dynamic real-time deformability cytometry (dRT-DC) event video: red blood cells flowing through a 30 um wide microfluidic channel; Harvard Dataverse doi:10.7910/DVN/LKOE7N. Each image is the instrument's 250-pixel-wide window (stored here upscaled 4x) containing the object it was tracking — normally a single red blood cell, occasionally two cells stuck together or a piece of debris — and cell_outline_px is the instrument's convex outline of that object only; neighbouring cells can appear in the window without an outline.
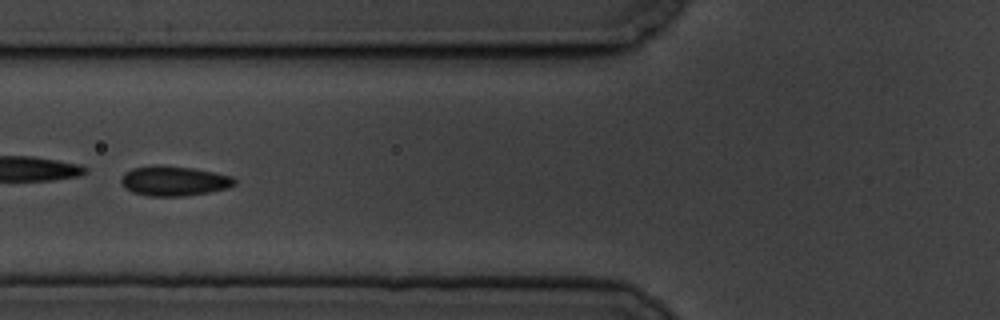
{"species": "common noctule bat (a hibernating species)", "species_latin": "Nyctalus noctula", "temperature_condition": "cold", "stored_images_in_passage": 9, "camera_frame_rate_fps": 3000, "um_per_image_px": 0.085, "animal": {"sex": "male", "body_mass_g": 19.5, "forearm_length_mm": 54.6}, "frame": {"image": 1, "passage_image": 4, "time_ms": 4.333, "image_size_px": [1000, 320], "cell_outline_px": [[236, 184], [228, 188], [208, 192], [184, 196], [148, 196], [132, 192], [124, 188], [120, 184], [120, 180], [124, 172], [132, 168], [152, 164], [160, 164], [192, 168], [232, 176], [236, 180]], "centroid_in_image_um": [14.73, 15.37], "position_along_channel_um": 111.1, "area_um2": 20.0}}
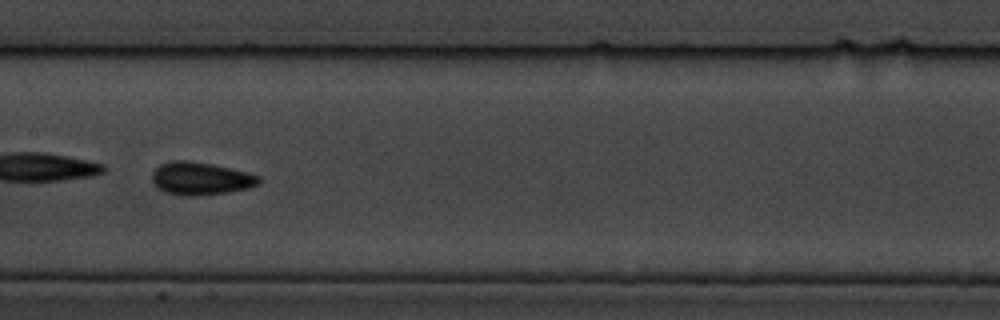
{"frame": {"image": 2, "passage_image": 6, "time_ms": 6.667, "image_size_px": [1000, 320], "cell_outline_px": [[260, 184], [248, 188], [228, 192], [196, 196], [188, 196], [164, 192], [152, 180], [152, 172], [160, 164], [168, 160], [188, 160], [212, 164], [248, 172], [260, 176]], "centroid_in_image_um": [17.06, 15.16], "position_along_channel_um": 190.3, "area_um2": 20.46}}